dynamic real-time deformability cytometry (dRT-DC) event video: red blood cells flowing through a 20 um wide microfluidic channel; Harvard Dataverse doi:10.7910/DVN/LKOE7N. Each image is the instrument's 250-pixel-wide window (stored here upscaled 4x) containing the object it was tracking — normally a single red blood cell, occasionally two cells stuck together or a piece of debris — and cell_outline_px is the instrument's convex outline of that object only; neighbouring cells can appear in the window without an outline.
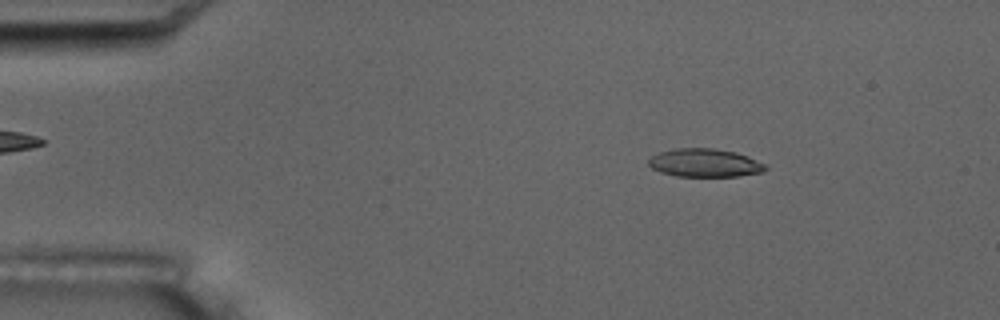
{"species": "common noctule bat (a hibernating species)", "species_latin": "Nyctalus noctula", "temperature_condition": "room temperature", "stored_images_in_passage": 4, "camera_frame_rate_fps": 3000, "um_per_image_px": 0.085, "animal": {"sex": "male", "body_mass_g": 17.5, "forearm_length_mm": 52.3}, "frame": {"image": 1, "passage_image": 2, "time_ms": 1.0, "image_size_px": [1000, 320], "cell_outline_px": [[768, 168], [764, 172], [740, 176], [676, 176], [660, 172], [652, 168], [648, 164], [648, 160], [652, 156], [660, 152], [676, 148], [712, 148], [736, 152], [748, 156], [768, 164]], "centroid_in_image_um": [59.96, 13.85], "position_along_channel_um": 25.0, "area_um2": 19.42}}